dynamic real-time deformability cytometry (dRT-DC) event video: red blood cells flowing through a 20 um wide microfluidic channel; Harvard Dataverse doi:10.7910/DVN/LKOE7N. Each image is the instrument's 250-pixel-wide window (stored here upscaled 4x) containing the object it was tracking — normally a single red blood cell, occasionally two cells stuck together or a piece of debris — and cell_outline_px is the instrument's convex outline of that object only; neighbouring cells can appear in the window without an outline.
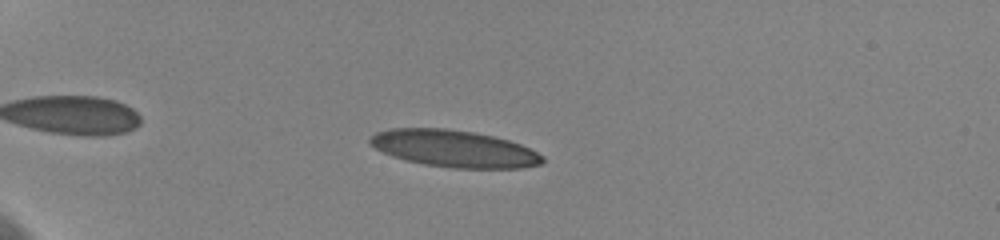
{"species": "human", "species_latin": "Homo sapiens", "temperature_condition": "cold", "stored_images_in_passage": 47, "camera_frame_rate_fps": 3000, "um_per_image_px": 0.085, "donor": {"sex": "female"}, "frame": {"image": 1, "passage_image": 12, "time_ms": 3.667, "image_size_px": [1000, 240], "cell_outline_px": [[544, 164], [520, 168], [452, 168], [424, 164], [392, 156], [368, 144], [368, 140], [376, 132], [388, 128], [444, 128], [472, 132], [492, 136], [508, 140], [520, 144], [544, 156]], "centroid_in_image_um": [38.59, 12.63], "position_along_channel_um": 46.4, "area_um2": 37.05}}
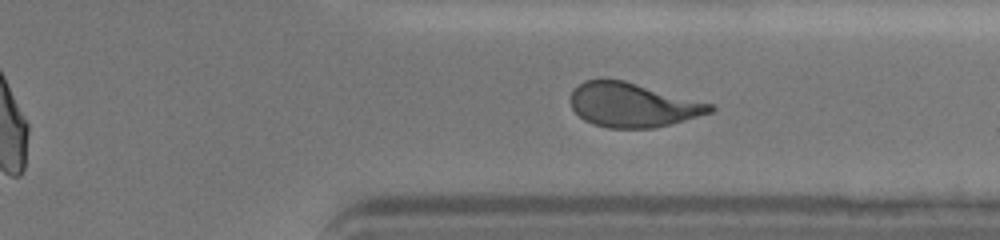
{"frame": {"image": 2, "passage_image": 42, "time_ms": 13.667, "image_size_px": [1000, 240], "cell_outline_px": [[716, 108], [712, 112], [668, 124], [652, 128], [608, 128], [592, 124], [584, 120], [572, 108], [572, 88], [584, 80], [600, 76], [624, 80], [712, 104]], "centroid_in_image_um": [53.71, 8.88], "position_along_channel_um": 357.7, "area_um2": 36.07}}
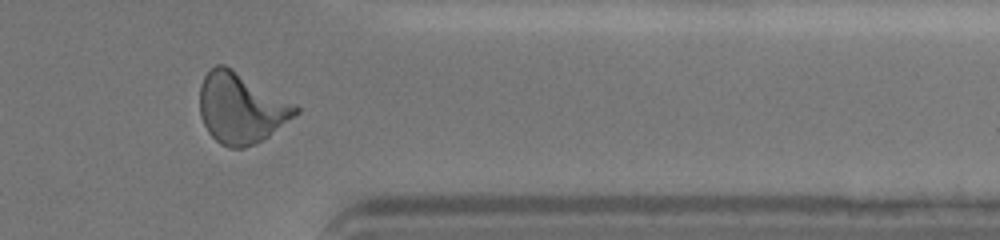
{"frame": {"image": 3, "passage_image": 45, "time_ms": 14.667, "image_size_px": [1000, 240], "cell_outline_px": [[300, 112], [268, 136], [256, 144], [244, 148], [232, 148], [220, 144], [208, 132], [200, 116], [200, 84], [204, 76], [216, 64], [224, 64], [296, 104], [300, 108]], "centroid_in_image_um": [20.48, 9.2], "position_along_channel_um": 390.9, "area_um2": 39.25}, "authors_computed_cell_mechanics": {"area_um2": 36.7608, "velocity_mm_per_s": 3.6018, "shape_relaxation_time_tau1_ms": 6.7701, "shape_relaxation_time_tau2_ms": 1.1641, "deformation_change_tau1": 0.2064, "deformation_change_tau2": 0.0915}}